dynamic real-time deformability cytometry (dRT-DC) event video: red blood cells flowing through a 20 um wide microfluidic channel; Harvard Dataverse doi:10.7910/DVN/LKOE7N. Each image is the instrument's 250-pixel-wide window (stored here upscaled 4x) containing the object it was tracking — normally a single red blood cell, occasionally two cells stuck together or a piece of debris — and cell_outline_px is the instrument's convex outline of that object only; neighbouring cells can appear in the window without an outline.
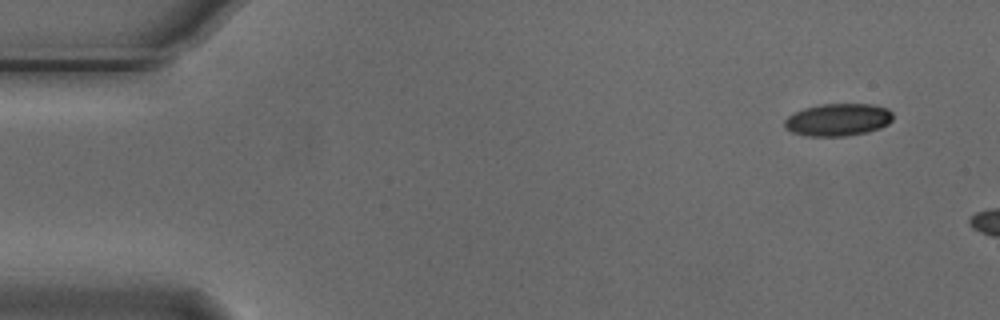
{"species": "Egyptian fruit bat (a non-hibernating species)", "species_latin": "Rousettus aegyptiacus", "temperature_condition": "cold", "stored_images_in_passage": 2, "camera_frame_rate_fps": 3000, "um_per_image_px": 0.085, "animal": {"sex": "male"}, "frame": {"image": 1, "passage_image": 1, "time_ms": 0.0, "image_size_px": [1000, 320], "cell_outline_px": [[892, 120], [888, 124], [880, 128], [868, 132], [844, 136], [808, 136], [792, 132], [784, 128], [784, 120], [788, 116], [804, 108], [820, 104], [872, 104], [888, 108], [892, 112]], "centroid_in_image_um": [71.23, 10.17], "position_along_channel_um": 13.8, "area_um2": 20.58}}